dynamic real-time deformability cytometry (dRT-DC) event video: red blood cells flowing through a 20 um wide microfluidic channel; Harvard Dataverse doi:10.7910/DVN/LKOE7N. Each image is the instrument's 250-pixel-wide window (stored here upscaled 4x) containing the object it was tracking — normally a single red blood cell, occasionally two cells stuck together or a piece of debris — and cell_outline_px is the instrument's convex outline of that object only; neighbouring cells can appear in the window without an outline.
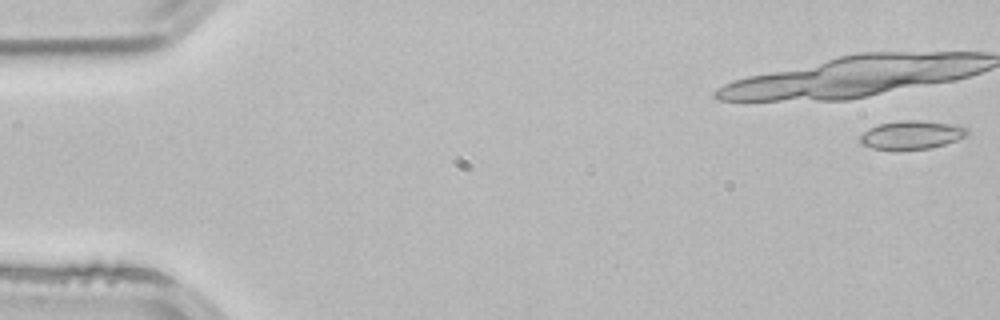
{"species": "common noctule bat (a hibernating species)", "species_latin": "Nyctalus noctula", "temperature_condition": "room temperature", "stored_images_in_passage": 25, "camera_frame_rate_fps": 3000, "um_per_image_px": 0.085, "animal": {"sex": "male", "body_mass_g": 21.5, "forearm_length_mm": 52.0}, "frame": {"image": 1, "passage_image": 1, "time_ms": 0.0, "image_size_px": [1000, 320], "cell_outline_px": [[968, 136], [932, 148], [896, 152], [872, 148], [860, 144], [860, 136], [868, 128], [880, 124], [900, 120], [916, 120], [960, 124], [968, 128]], "centroid_in_image_um": [77.5, 11.49], "position_along_channel_um": 7.5, "area_um2": 18.5}}
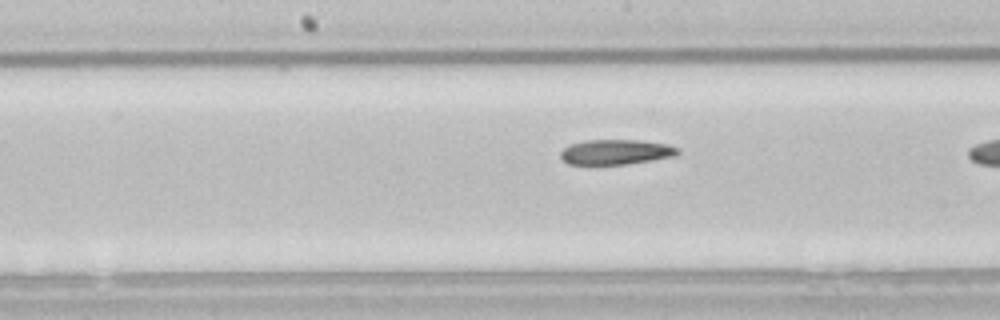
{"frame": {"image": 2, "passage_image": 22, "time_ms": 7.0, "image_size_px": [1000, 320], "cell_outline_px": [[680, 152], [676, 156], [652, 160], [624, 164], [568, 164], [560, 156], [560, 152], [568, 144], [588, 140], [640, 140], [668, 144], [680, 148]], "centroid_in_image_um": [52.38, 12.91], "position_along_channel_um": 195.8, "area_um2": 17.17}}